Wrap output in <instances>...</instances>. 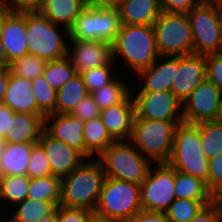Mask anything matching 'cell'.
Segmentation results:
<instances>
[{
  "mask_svg": "<svg viewBox=\"0 0 222 222\" xmlns=\"http://www.w3.org/2000/svg\"><path fill=\"white\" fill-rule=\"evenodd\" d=\"M189 222H221L217 207L211 203L206 205L193 219Z\"/></svg>",
  "mask_w": 222,
  "mask_h": 222,
  "instance_id": "46",
  "label": "cell"
},
{
  "mask_svg": "<svg viewBox=\"0 0 222 222\" xmlns=\"http://www.w3.org/2000/svg\"><path fill=\"white\" fill-rule=\"evenodd\" d=\"M6 142L3 138H0V179L4 176L3 170H2V159L1 156L5 150Z\"/></svg>",
  "mask_w": 222,
  "mask_h": 222,
  "instance_id": "57",
  "label": "cell"
},
{
  "mask_svg": "<svg viewBox=\"0 0 222 222\" xmlns=\"http://www.w3.org/2000/svg\"><path fill=\"white\" fill-rule=\"evenodd\" d=\"M38 143L47 155L52 174L59 178L67 176L79 167L87 158L77 149L52 138L45 131L41 133Z\"/></svg>",
  "mask_w": 222,
  "mask_h": 222,
  "instance_id": "16",
  "label": "cell"
},
{
  "mask_svg": "<svg viewBox=\"0 0 222 222\" xmlns=\"http://www.w3.org/2000/svg\"><path fill=\"white\" fill-rule=\"evenodd\" d=\"M105 178L101 164L96 160L84 161L67 176L61 178L59 205L94 211Z\"/></svg>",
  "mask_w": 222,
  "mask_h": 222,
  "instance_id": "1",
  "label": "cell"
},
{
  "mask_svg": "<svg viewBox=\"0 0 222 222\" xmlns=\"http://www.w3.org/2000/svg\"><path fill=\"white\" fill-rule=\"evenodd\" d=\"M205 183L212 194L222 188V152L209 159L208 176Z\"/></svg>",
  "mask_w": 222,
  "mask_h": 222,
  "instance_id": "40",
  "label": "cell"
},
{
  "mask_svg": "<svg viewBox=\"0 0 222 222\" xmlns=\"http://www.w3.org/2000/svg\"><path fill=\"white\" fill-rule=\"evenodd\" d=\"M156 48L160 56L193 54V38L187 14L162 12L154 22Z\"/></svg>",
  "mask_w": 222,
  "mask_h": 222,
  "instance_id": "9",
  "label": "cell"
},
{
  "mask_svg": "<svg viewBox=\"0 0 222 222\" xmlns=\"http://www.w3.org/2000/svg\"><path fill=\"white\" fill-rule=\"evenodd\" d=\"M15 7L10 6L9 4L3 2L0 5V36L2 31L3 22L6 18V16L14 9Z\"/></svg>",
  "mask_w": 222,
  "mask_h": 222,
  "instance_id": "53",
  "label": "cell"
},
{
  "mask_svg": "<svg viewBox=\"0 0 222 222\" xmlns=\"http://www.w3.org/2000/svg\"><path fill=\"white\" fill-rule=\"evenodd\" d=\"M47 61L35 55L27 54L21 58L13 60L9 64L11 74L18 77L33 80L41 76Z\"/></svg>",
  "mask_w": 222,
  "mask_h": 222,
  "instance_id": "36",
  "label": "cell"
},
{
  "mask_svg": "<svg viewBox=\"0 0 222 222\" xmlns=\"http://www.w3.org/2000/svg\"><path fill=\"white\" fill-rule=\"evenodd\" d=\"M86 7L89 8H105L116 7L117 2L115 0H84Z\"/></svg>",
  "mask_w": 222,
  "mask_h": 222,
  "instance_id": "49",
  "label": "cell"
},
{
  "mask_svg": "<svg viewBox=\"0 0 222 222\" xmlns=\"http://www.w3.org/2000/svg\"><path fill=\"white\" fill-rule=\"evenodd\" d=\"M38 222H58V206L49 215L43 217Z\"/></svg>",
  "mask_w": 222,
  "mask_h": 222,
  "instance_id": "54",
  "label": "cell"
},
{
  "mask_svg": "<svg viewBox=\"0 0 222 222\" xmlns=\"http://www.w3.org/2000/svg\"><path fill=\"white\" fill-rule=\"evenodd\" d=\"M118 54L137 74L155 60H162L156 48L153 25L122 24L113 43V59Z\"/></svg>",
  "mask_w": 222,
  "mask_h": 222,
  "instance_id": "2",
  "label": "cell"
},
{
  "mask_svg": "<svg viewBox=\"0 0 222 222\" xmlns=\"http://www.w3.org/2000/svg\"><path fill=\"white\" fill-rule=\"evenodd\" d=\"M92 211L58 205V222H86Z\"/></svg>",
  "mask_w": 222,
  "mask_h": 222,
  "instance_id": "44",
  "label": "cell"
},
{
  "mask_svg": "<svg viewBox=\"0 0 222 222\" xmlns=\"http://www.w3.org/2000/svg\"><path fill=\"white\" fill-rule=\"evenodd\" d=\"M121 25L117 7H86L69 29L67 39L105 41L113 44Z\"/></svg>",
  "mask_w": 222,
  "mask_h": 222,
  "instance_id": "8",
  "label": "cell"
},
{
  "mask_svg": "<svg viewBox=\"0 0 222 222\" xmlns=\"http://www.w3.org/2000/svg\"><path fill=\"white\" fill-rule=\"evenodd\" d=\"M216 121L222 122V97H221L220 104H219V107H218V113H217V116H216Z\"/></svg>",
  "mask_w": 222,
  "mask_h": 222,
  "instance_id": "58",
  "label": "cell"
},
{
  "mask_svg": "<svg viewBox=\"0 0 222 222\" xmlns=\"http://www.w3.org/2000/svg\"><path fill=\"white\" fill-rule=\"evenodd\" d=\"M75 74V68L72 66L67 56L58 60L47 61L44 72L42 73L45 80L56 91H58Z\"/></svg>",
  "mask_w": 222,
  "mask_h": 222,
  "instance_id": "35",
  "label": "cell"
},
{
  "mask_svg": "<svg viewBox=\"0 0 222 222\" xmlns=\"http://www.w3.org/2000/svg\"><path fill=\"white\" fill-rule=\"evenodd\" d=\"M167 163L176 171L207 181L209 159L201 146L200 123L182 122L176 126L172 152Z\"/></svg>",
  "mask_w": 222,
  "mask_h": 222,
  "instance_id": "4",
  "label": "cell"
},
{
  "mask_svg": "<svg viewBox=\"0 0 222 222\" xmlns=\"http://www.w3.org/2000/svg\"><path fill=\"white\" fill-rule=\"evenodd\" d=\"M100 114L98 105L94 102L91 94H87L74 108L71 115L80 118L82 121L92 120Z\"/></svg>",
  "mask_w": 222,
  "mask_h": 222,
  "instance_id": "42",
  "label": "cell"
},
{
  "mask_svg": "<svg viewBox=\"0 0 222 222\" xmlns=\"http://www.w3.org/2000/svg\"><path fill=\"white\" fill-rule=\"evenodd\" d=\"M212 203L217 207L220 221L222 222V188L212 195Z\"/></svg>",
  "mask_w": 222,
  "mask_h": 222,
  "instance_id": "52",
  "label": "cell"
},
{
  "mask_svg": "<svg viewBox=\"0 0 222 222\" xmlns=\"http://www.w3.org/2000/svg\"><path fill=\"white\" fill-rule=\"evenodd\" d=\"M83 139L86 158L91 157L95 153L99 155L115 141L99 116L84 122Z\"/></svg>",
  "mask_w": 222,
  "mask_h": 222,
  "instance_id": "27",
  "label": "cell"
},
{
  "mask_svg": "<svg viewBox=\"0 0 222 222\" xmlns=\"http://www.w3.org/2000/svg\"><path fill=\"white\" fill-rule=\"evenodd\" d=\"M125 222H168L164 212L141 210Z\"/></svg>",
  "mask_w": 222,
  "mask_h": 222,
  "instance_id": "45",
  "label": "cell"
},
{
  "mask_svg": "<svg viewBox=\"0 0 222 222\" xmlns=\"http://www.w3.org/2000/svg\"><path fill=\"white\" fill-rule=\"evenodd\" d=\"M16 112L12 111L8 106L0 103V138H4L6 130L9 129L10 118L14 116Z\"/></svg>",
  "mask_w": 222,
  "mask_h": 222,
  "instance_id": "47",
  "label": "cell"
},
{
  "mask_svg": "<svg viewBox=\"0 0 222 222\" xmlns=\"http://www.w3.org/2000/svg\"><path fill=\"white\" fill-rule=\"evenodd\" d=\"M9 74V68H0V103L3 102L5 97V92L8 86Z\"/></svg>",
  "mask_w": 222,
  "mask_h": 222,
  "instance_id": "48",
  "label": "cell"
},
{
  "mask_svg": "<svg viewBox=\"0 0 222 222\" xmlns=\"http://www.w3.org/2000/svg\"><path fill=\"white\" fill-rule=\"evenodd\" d=\"M0 68H9L8 59L1 41H0Z\"/></svg>",
  "mask_w": 222,
  "mask_h": 222,
  "instance_id": "55",
  "label": "cell"
},
{
  "mask_svg": "<svg viewBox=\"0 0 222 222\" xmlns=\"http://www.w3.org/2000/svg\"><path fill=\"white\" fill-rule=\"evenodd\" d=\"M174 188L176 199L212 200L205 181L181 171L175 170Z\"/></svg>",
  "mask_w": 222,
  "mask_h": 222,
  "instance_id": "28",
  "label": "cell"
},
{
  "mask_svg": "<svg viewBox=\"0 0 222 222\" xmlns=\"http://www.w3.org/2000/svg\"><path fill=\"white\" fill-rule=\"evenodd\" d=\"M72 50L68 47L67 57L76 73L111 64L113 59V44L105 41H80L69 39ZM71 51L73 53H71Z\"/></svg>",
  "mask_w": 222,
  "mask_h": 222,
  "instance_id": "15",
  "label": "cell"
},
{
  "mask_svg": "<svg viewBox=\"0 0 222 222\" xmlns=\"http://www.w3.org/2000/svg\"><path fill=\"white\" fill-rule=\"evenodd\" d=\"M187 16L193 38V54L222 53V14L203 0Z\"/></svg>",
  "mask_w": 222,
  "mask_h": 222,
  "instance_id": "10",
  "label": "cell"
},
{
  "mask_svg": "<svg viewBox=\"0 0 222 222\" xmlns=\"http://www.w3.org/2000/svg\"><path fill=\"white\" fill-rule=\"evenodd\" d=\"M155 168L154 172L150 167L146 179L140 185L142 210L165 212L176 199L175 169L168 163H156Z\"/></svg>",
  "mask_w": 222,
  "mask_h": 222,
  "instance_id": "11",
  "label": "cell"
},
{
  "mask_svg": "<svg viewBox=\"0 0 222 222\" xmlns=\"http://www.w3.org/2000/svg\"><path fill=\"white\" fill-rule=\"evenodd\" d=\"M16 205L18 208L8 222H38L56 208L52 202L28 198Z\"/></svg>",
  "mask_w": 222,
  "mask_h": 222,
  "instance_id": "30",
  "label": "cell"
},
{
  "mask_svg": "<svg viewBox=\"0 0 222 222\" xmlns=\"http://www.w3.org/2000/svg\"><path fill=\"white\" fill-rule=\"evenodd\" d=\"M30 186V178L27 175L3 176L0 179V200H6L12 204L27 199Z\"/></svg>",
  "mask_w": 222,
  "mask_h": 222,
  "instance_id": "33",
  "label": "cell"
},
{
  "mask_svg": "<svg viewBox=\"0 0 222 222\" xmlns=\"http://www.w3.org/2000/svg\"><path fill=\"white\" fill-rule=\"evenodd\" d=\"M130 94L128 86L116 77L110 83L91 93L100 110L123 102Z\"/></svg>",
  "mask_w": 222,
  "mask_h": 222,
  "instance_id": "31",
  "label": "cell"
},
{
  "mask_svg": "<svg viewBox=\"0 0 222 222\" xmlns=\"http://www.w3.org/2000/svg\"><path fill=\"white\" fill-rule=\"evenodd\" d=\"M182 122L134 118L130 141L150 161L167 163L172 152L176 126Z\"/></svg>",
  "mask_w": 222,
  "mask_h": 222,
  "instance_id": "5",
  "label": "cell"
},
{
  "mask_svg": "<svg viewBox=\"0 0 222 222\" xmlns=\"http://www.w3.org/2000/svg\"><path fill=\"white\" fill-rule=\"evenodd\" d=\"M202 0H159L162 12L187 14Z\"/></svg>",
  "mask_w": 222,
  "mask_h": 222,
  "instance_id": "43",
  "label": "cell"
},
{
  "mask_svg": "<svg viewBox=\"0 0 222 222\" xmlns=\"http://www.w3.org/2000/svg\"><path fill=\"white\" fill-rule=\"evenodd\" d=\"M222 92L205 78L182 103L183 122L197 124L216 120Z\"/></svg>",
  "mask_w": 222,
  "mask_h": 222,
  "instance_id": "13",
  "label": "cell"
},
{
  "mask_svg": "<svg viewBox=\"0 0 222 222\" xmlns=\"http://www.w3.org/2000/svg\"><path fill=\"white\" fill-rule=\"evenodd\" d=\"M141 210L140 185L104 178L95 212L125 222Z\"/></svg>",
  "mask_w": 222,
  "mask_h": 222,
  "instance_id": "7",
  "label": "cell"
},
{
  "mask_svg": "<svg viewBox=\"0 0 222 222\" xmlns=\"http://www.w3.org/2000/svg\"><path fill=\"white\" fill-rule=\"evenodd\" d=\"M133 99L135 118L183 121L182 112L179 114L180 111H183L180 109L183 106L182 102L172 91L138 92Z\"/></svg>",
  "mask_w": 222,
  "mask_h": 222,
  "instance_id": "12",
  "label": "cell"
},
{
  "mask_svg": "<svg viewBox=\"0 0 222 222\" xmlns=\"http://www.w3.org/2000/svg\"><path fill=\"white\" fill-rule=\"evenodd\" d=\"M26 175L30 179L53 175L45 150L39 143L32 147Z\"/></svg>",
  "mask_w": 222,
  "mask_h": 222,
  "instance_id": "39",
  "label": "cell"
},
{
  "mask_svg": "<svg viewBox=\"0 0 222 222\" xmlns=\"http://www.w3.org/2000/svg\"><path fill=\"white\" fill-rule=\"evenodd\" d=\"M162 58L167 60L162 64L157 63L158 65L155 60L138 73L145 81L139 92L171 91L175 77V56H162Z\"/></svg>",
  "mask_w": 222,
  "mask_h": 222,
  "instance_id": "24",
  "label": "cell"
},
{
  "mask_svg": "<svg viewBox=\"0 0 222 222\" xmlns=\"http://www.w3.org/2000/svg\"><path fill=\"white\" fill-rule=\"evenodd\" d=\"M39 0H3L13 7H33Z\"/></svg>",
  "mask_w": 222,
  "mask_h": 222,
  "instance_id": "51",
  "label": "cell"
},
{
  "mask_svg": "<svg viewBox=\"0 0 222 222\" xmlns=\"http://www.w3.org/2000/svg\"><path fill=\"white\" fill-rule=\"evenodd\" d=\"M99 117L115 140H130L135 118L133 97L129 95L123 102L100 110Z\"/></svg>",
  "mask_w": 222,
  "mask_h": 222,
  "instance_id": "19",
  "label": "cell"
},
{
  "mask_svg": "<svg viewBox=\"0 0 222 222\" xmlns=\"http://www.w3.org/2000/svg\"><path fill=\"white\" fill-rule=\"evenodd\" d=\"M27 198L52 202L57 207L61 199V178L48 175L30 179Z\"/></svg>",
  "mask_w": 222,
  "mask_h": 222,
  "instance_id": "29",
  "label": "cell"
},
{
  "mask_svg": "<svg viewBox=\"0 0 222 222\" xmlns=\"http://www.w3.org/2000/svg\"><path fill=\"white\" fill-rule=\"evenodd\" d=\"M54 121L53 123H51ZM84 121L71 114L51 113L44 117V131L57 140L77 149L85 156Z\"/></svg>",
  "mask_w": 222,
  "mask_h": 222,
  "instance_id": "18",
  "label": "cell"
},
{
  "mask_svg": "<svg viewBox=\"0 0 222 222\" xmlns=\"http://www.w3.org/2000/svg\"><path fill=\"white\" fill-rule=\"evenodd\" d=\"M130 144V140H115L96 160L101 164L105 177L141 185L153 161Z\"/></svg>",
  "mask_w": 222,
  "mask_h": 222,
  "instance_id": "3",
  "label": "cell"
},
{
  "mask_svg": "<svg viewBox=\"0 0 222 222\" xmlns=\"http://www.w3.org/2000/svg\"><path fill=\"white\" fill-rule=\"evenodd\" d=\"M206 4L213 6L222 14V0H203Z\"/></svg>",
  "mask_w": 222,
  "mask_h": 222,
  "instance_id": "56",
  "label": "cell"
},
{
  "mask_svg": "<svg viewBox=\"0 0 222 222\" xmlns=\"http://www.w3.org/2000/svg\"><path fill=\"white\" fill-rule=\"evenodd\" d=\"M0 41L10 64L28 53L26 41V7H15L5 18Z\"/></svg>",
  "mask_w": 222,
  "mask_h": 222,
  "instance_id": "17",
  "label": "cell"
},
{
  "mask_svg": "<svg viewBox=\"0 0 222 222\" xmlns=\"http://www.w3.org/2000/svg\"><path fill=\"white\" fill-rule=\"evenodd\" d=\"M64 39L58 32L57 24L40 14L34 7H26V41L30 55L46 61L64 58L68 50Z\"/></svg>",
  "mask_w": 222,
  "mask_h": 222,
  "instance_id": "6",
  "label": "cell"
},
{
  "mask_svg": "<svg viewBox=\"0 0 222 222\" xmlns=\"http://www.w3.org/2000/svg\"><path fill=\"white\" fill-rule=\"evenodd\" d=\"M205 78V55L175 56V77L171 91L182 103Z\"/></svg>",
  "mask_w": 222,
  "mask_h": 222,
  "instance_id": "14",
  "label": "cell"
},
{
  "mask_svg": "<svg viewBox=\"0 0 222 222\" xmlns=\"http://www.w3.org/2000/svg\"><path fill=\"white\" fill-rule=\"evenodd\" d=\"M32 93L35 96L37 107L45 114L55 113L57 91L49 85L43 75L31 80Z\"/></svg>",
  "mask_w": 222,
  "mask_h": 222,
  "instance_id": "37",
  "label": "cell"
},
{
  "mask_svg": "<svg viewBox=\"0 0 222 222\" xmlns=\"http://www.w3.org/2000/svg\"><path fill=\"white\" fill-rule=\"evenodd\" d=\"M116 7L126 25H153L162 13L159 0H121Z\"/></svg>",
  "mask_w": 222,
  "mask_h": 222,
  "instance_id": "22",
  "label": "cell"
},
{
  "mask_svg": "<svg viewBox=\"0 0 222 222\" xmlns=\"http://www.w3.org/2000/svg\"><path fill=\"white\" fill-rule=\"evenodd\" d=\"M86 222H121V221L98 214L95 211H92L88 216Z\"/></svg>",
  "mask_w": 222,
  "mask_h": 222,
  "instance_id": "50",
  "label": "cell"
},
{
  "mask_svg": "<svg viewBox=\"0 0 222 222\" xmlns=\"http://www.w3.org/2000/svg\"><path fill=\"white\" fill-rule=\"evenodd\" d=\"M36 143H6L1 156L4 176L26 175L32 147Z\"/></svg>",
  "mask_w": 222,
  "mask_h": 222,
  "instance_id": "25",
  "label": "cell"
},
{
  "mask_svg": "<svg viewBox=\"0 0 222 222\" xmlns=\"http://www.w3.org/2000/svg\"><path fill=\"white\" fill-rule=\"evenodd\" d=\"M212 200L175 199L165 210L168 222H189Z\"/></svg>",
  "mask_w": 222,
  "mask_h": 222,
  "instance_id": "32",
  "label": "cell"
},
{
  "mask_svg": "<svg viewBox=\"0 0 222 222\" xmlns=\"http://www.w3.org/2000/svg\"><path fill=\"white\" fill-rule=\"evenodd\" d=\"M33 7L54 24L64 25L69 37V29L86 5L84 0H39Z\"/></svg>",
  "mask_w": 222,
  "mask_h": 222,
  "instance_id": "21",
  "label": "cell"
},
{
  "mask_svg": "<svg viewBox=\"0 0 222 222\" xmlns=\"http://www.w3.org/2000/svg\"><path fill=\"white\" fill-rule=\"evenodd\" d=\"M89 94L80 73H76L58 91L55 113L71 114L76 105Z\"/></svg>",
  "mask_w": 222,
  "mask_h": 222,
  "instance_id": "26",
  "label": "cell"
},
{
  "mask_svg": "<svg viewBox=\"0 0 222 222\" xmlns=\"http://www.w3.org/2000/svg\"><path fill=\"white\" fill-rule=\"evenodd\" d=\"M114 61L109 65L91 68L80 73L89 94L110 83L115 77L112 76Z\"/></svg>",
  "mask_w": 222,
  "mask_h": 222,
  "instance_id": "38",
  "label": "cell"
},
{
  "mask_svg": "<svg viewBox=\"0 0 222 222\" xmlns=\"http://www.w3.org/2000/svg\"><path fill=\"white\" fill-rule=\"evenodd\" d=\"M44 131V118L29 113H15L6 130V143H38Z\"/></svg>",
  "mask_w": 222,
  "mask_h": 222,
  "instance_id": "23",
  "label": "cell"
},
{
  "mask_svg": "<svg viewBox=\"0 0 222 222\" xmlns=\"http://www.w3.org/2000/svg\"><path fill=\"white\" fill-rule=\"evenodd\" d=\"M200 140L205 156L210 159L222 152V122H200Z\"/></svg>",
  "mask_w": 222,
  "mask_h": 222,
  "instance_id": "34",
  "label": "cell"
},
{
  "mask_svg": "<svg viewBox=\"0 0 222 222\" xmlns=\"http://www.w3.org/2000/svg\"><path fill=\"white\" fill-rule=\"evenodd\" d=\"M206 78L222 92V53L205 55Z\"/></svg>",
  "mask_w": 222,
  "mask_h": 222,
  "instance_id": "41",
  "label": "cell"
},
{
  "mask_svg": "<svg viewBox=\"0 0 222 222\" xmlns=\"http://www.w3.org/2000/svg\"><path fill=\"white\" fill-rule=\"evenodd\" d=\"M16 113H29L46 116L38 107L32 93V82L29 79L9 74L8 86L2 102Z\"/></svg>",
  "mask_w": 222,
  "mask_h": 222,
  "instance_id": "20",
  "label": "cell"
}]
</instances>
